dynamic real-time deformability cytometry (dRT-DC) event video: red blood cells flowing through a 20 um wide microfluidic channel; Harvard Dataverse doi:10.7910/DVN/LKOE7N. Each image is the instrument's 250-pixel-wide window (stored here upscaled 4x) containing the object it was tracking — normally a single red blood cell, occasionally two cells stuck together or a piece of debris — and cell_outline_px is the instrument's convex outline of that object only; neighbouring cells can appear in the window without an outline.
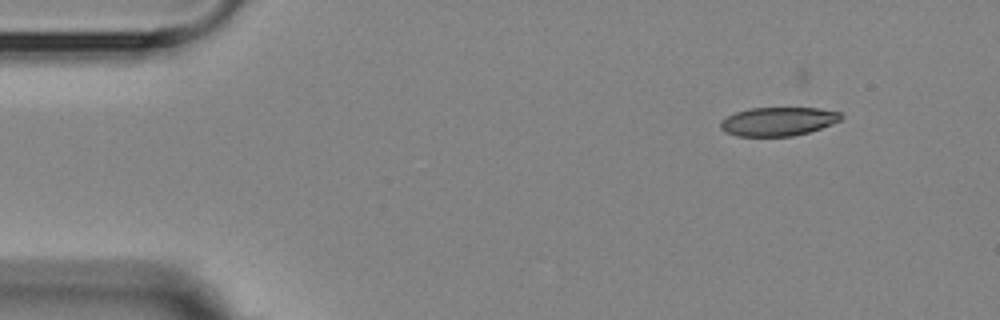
{"species": "Egyptian fruit bat (a non-hibernating species)", "species_latin": "Rousettus aegyptiacus", "temperature_condition": "room temperature", "stored_images_in_passage": 3, "camera_frame_rate_fps": 3000, "um_per_image_px": 0.085, "animal": {"sex": "female"}, "frame": {"image": 1, "passage_image": 1, "time_ms": 0.0, "image_size_px": [1000, 320], "cell_outline_px": [[844, 116], [840, 120], [832, 124], [808, 132], [792, 136], [736, 136], [724, 132], [720, 128], [720, 120], [736, 112], [752, 108], [816, 108], [840, 112]], "centroid_in_image_um": [66.12, 10.33], "position_along_channel_um": 18.9, "area_um2": 20.11}}